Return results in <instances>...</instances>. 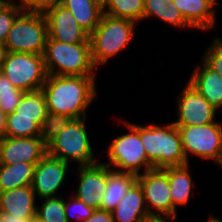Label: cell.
I'll list each match as a JSON object with an SVG mask.
<instances>
[{
    "label": "cell",
    "instance_id": "836d02e7",
    "mask_svg": "<svg viewBox=\"0 0 222 222\" xmlns=\"http://www.w3.org/2000/svg\"><path fill=\"white\" fill-rule=\"evenodd\" d=\"M24 10L43 11L45 8L57 4L60 0H18Z\"/></svg>",
    "mask_w": 222,
    "mask_h": 222
},
{
    "label": "cell",
    "instance_id": "7bdbcfd3",
    "mask_svg": "<svg viewBox=\"0 0 222 222\" xmlns=\"http://www.w3.org/2000/svg\"><path fill=\"white\" fill-rule=\"evenodd\" d=\"M216 6L217 8L220 7V3H219V0H211Z\"/></svg>",
    "mask_w": 222,
    "mask_h": 222
},
{
    "label": "cell",
    "instance_id": "e575fe53",
    "mask_svg": "<svg viewBox=\"0 0 222 222\" xmlns=\"http://www.w3.org/2000/svg\"><path fill=\"white\" fill-rule=\"evenodd\" d=\"M82 222H114L112 211L95 209L92 216Z\"/></svg>",
    "mask_w": 222,
    "mask_h": 222
},
{
    "label": "cell",
    "instance_id": "83f0119b",
    "mask_svg": "<svg viewBox=\"0 0 222 222\" xmlns=\"http://www.w3.org/2000/svg\"><path fill=\"white\" fill-rule=\"evenodd\" d=\"M43 202L36 208L38 222H68L65 216V198L61 196L41 199Z\"/></svg>",
    "mask_w": 222,
    "mask_h": 222
},
{
    "label": "cell",
    "instance_id": "f35d334b",
    "mask_svg": "<svg viewBox=\"0 0 222 222\" xmlns=\"http://www.w3.org/2000/svg\"><path fill=\"white\" fill-rule=\"evenodd\" d=\"M6 53H7L6 47L2 43H0V70L4 62Z\"/></svg>",
    "mask_w": 222,
    "mask_h": 222
},
{
    "label": "cell",
    "instance_id": "7c38bea8",
    "mask_svg": "<svg viewBox=\"0 0 222 222\" xmlns=\"http://www.w3.org/2000/svg\"><path fill=\"white\" fill-rule=\"evenodd\" d=\"M69 163L46 154L34 168L31 188L39 199L56 197L66 181Z\"/></svg>",
    "mask_w": 222,
    "mask_h": 222
},
{
    "label": "cell",
    "instance_id": "1f68e13d",
    "mask_svg": "<svg viewBox=\"0 0 222 222\" xmlns=\"http://www.w3.org/2000/svg\"><path fill=\"white\" fill-rule=\"evenodd\" d=\"M67 201L68 200L65 199V216L68 222L72 221L71 218H73V220L76 219L78 222L87 220L92 216V213L95 210L93 207L86 205L82 200L75 196H70L69 201Z\"/></svg>",
    "mask_w": 222,
    "mask_h": 222
},
{
    "label": "cell",
    "instance_id": "cb8c5ba5",
    "mask_svg": "<svg viewBox=\"0 0 222 222\" xmlns=\"http://www.w3.org/2000/svg\"><path fill=\"white\" fill-rule=\"evenodd\" d=\"M34 168L26 162L0 164V192L31 185Z\"/></svg>",
    "mask_w": 222,
    "mask_h": 222
},
{
    "label": "cell",
    "instance_id": "7a4b0ae2",
    "mask_svg": "<svg viewBox=\"0 0 222 222\" xmlns=\"http://www.w3.org/2000/svg\"><path fill=\"white\" fill-rule=\"evenodd\" d=\"M138 133L148 161L153 169L188 164L183 151L180 132L172 121L165 125H140Z\"/></svg>",
    "mask_w": 222,
    "mask_h": 222
},
{
    "label": "cell",
    "instance_id": "52a82bcc",
    "mask_svg": "<svg viewBox=\"0 0 222 222\" xmlns=\"http://www.w3.org/2000/svg\"><path fill=\"white\" fill-rule=\"evenodd\" d=\"M129 133L118 135L108 145L107 158L104 162L111 169L140 175L152 170L153 165L148 161L140 135L138 124L123 121ZM141 169L144 171L142 172ZM141 171V172H140Z\"/></svg>",
    "mask_w": 222,
    "mask_h": 222
},
{
    "label": "cell",
    "instance_id": "603a6c76",
    "mask_svg": "<svg viewBox=\"0 0 222 222\" xmlns=\"http://www.w3.org/2000/svg\"><path fill=\"white\" fill-rule=\"evenodd\" d=\"M152 17L179 29L193 28L175 7L173 0H144V20Z\"/></svg>",
    "mask_w": 222,
    "mask_h": 222
},
{
    "label": "cell",
    "instance_id": "30bf717a",
    "mask_svg": "<svg viewBox=\"0 0 222 222\" xmlns=\"http://www.w3.org/2000/svg\"><path fill=\"white\" fill-rule=\"evenodd\" d=\"M142 188L149 216L172 218V198L167 175L161 169H152L137 176Z\"/></svg>",
    "mask_w": 222,
    "mask_h": 222
},
{
    "label": "cell",
    "instance_id": "44dd1931",
    "mask_svg": "<svg viewBox=\"0 0 222 222\" xmlns=\"http://www.w3.org/2000/svg\"><path fill=\"white\" fill-rule=\"evenodd\" d=\"M136 181L137 175L117 171L107 166V185L100 209L112 211Z\"/></svg>",
    "mask_w": 222,
    "mask_h": 222
},
{
    "label": "cell",
    "instance_id": "4316f807",
    "mask_svg": "<svg viewBox=\"0 0 222 222\" xmlns=\"http://www.w3.org/2000/svg\"><path fill=\"white\" fill-rule=\"evenodd\" d=\"M39 132L37 117L16 116V111L7 114L5 136L29 138L39 136Z\"/></svg>",
    "mask_w": 222,
    "mask_h": 222
},
{
    "label": "cell",
    "instance_id": "2e32d148",
    "mask_svg": "<svg viewBox=\"0 0 222 222\" xmlns=\"http://www.w3.org/2000/svg\"><path fill=\"white\" fill-rule=\"evenodd\" d=\"M185 20L201 31H210L216 26V5L211 0H173Z\"/></svg>",
    "mask_w": 222,
    "mask_h": 222
},
{
    "label": "cell",
    "instance_id": "9c48e42d",
    "mask_svg": "<svg viewBox=\"0 0 222 222\" xmlns=\"http://www.w3.org/2000/svg\"><path fill=\"white\" fill-rule=\"evenodd\" d=\"M186 160L195 155L216 162L222 151V123L213 122L197 126H177Z\"/></svg>",
    "mask_w": 222,
    "mask_h": 222
},
{
    "label": "cell",
    "instance_id": "4dcf8cb0",
    "mask_svg": "<svg viewBox=\"0 0 222 222\" xmlns=\"http://www.w3.org/2000/svg\"><path fill=\"white\" fill-rule=\"evenodd\" d=\"M23 10L18 0H0V43H4L14 21Z\"/></svg>",
    "mask_w": 222,
    "mask_h": 222
},
{
    "label": "cell",
    "instance_id": "9a60e30c",
    "mask_svg": "<svg viewBox=\"0 0 222 222\" xmlns=\"http://www.w3.org/2000/svg\"><path fill=\"white\" fill-rule=\"evenodd\" d=\"M79 183L73 194L86 205L100 209L107 185V165L103 162L77 167Z\"/></svg>",
    "mask_w": 222,
    "mask_h": 222
},
{
    "label": "cell",
    "instance_id": "5b68a950",
    "mask_svg": "<svg viewBox=\"0 0 222 222\" xmlns=\"http://www.w3.org/2000/svg\"><path fill=\"white\" fill-rule=\"evenodd\" d=\"M86 118L74 119L63 131L47 144V154L78 166L94 165L99 162L93 154L92 143L86 130Z\"/></svg>",
    "mask_w": 222,
    "mask_h": 222
},
{
    "label": "cell",
    "instance_id": "5bb4252c",
    "mask_svg": "<svg viewBox=\"0 0 222 222\" xmlns=\"http://www.w3.org/2000/svg\"><path fill=\"white\" fill-rule=\"evenodd\" d=\"M47 154V144L39 137L14 138L5 136L0 140V164L18 162L35 165Z\"/></svg>",
    "mask_w": 222,
    "mask_h": 222
},
{
    "label": "cell",
    "instance_id": "d6986e66",
    "mask_svg": "<svg viewBox=\"0 0 222 222\" xmlns=\"http://www.w3.org/2000/svg\"><path fill=\"white\" fill-rule=\"evenodd\" d=\"M189 164L169 166L161 170L167 175L172 198V218H177V207L188 204L193 190V179Z\"/></svg>",
    "mask_w": 222,
    "mask_h": 222
},
{
    "label": "cell",
    "instance_id": "ab89813d",
    "mask_svg": "<svg viewBox=\"0 0 222 222\" xmlns=\"http://www.w3.org/2000/svg\"><path fill=\"white\" fill-rule=\"evenodd\" d=\"M207 222H222V219L220 220L218 217L214 216L213 214H210Z\"/></svg>",
    "mask_w": 222,
    "mask_h": 222
},
{
    "label": "cell",
    "instance_id": "b9f144b4",
    "mask_svg": "<svg viewBox=\"0 0 222 222\" xmlns=\"http://www.w3.org/2000/svg\"><path fill=\"white\" fill-rule=\"evenodd\" d=\"M95 1L103 7L107 3L108 0H95Z\"/></svg>",
    "mask_w": 222,
    "mask_h": 222
},
{
    "label": "cell",
    "instance_id": "e0dca14e",
    "mask_svg": "<svg viewBox=\"0 0 222 222\" xmlns=\"http://www.w3.org/2000/svg\"><path fill=\"white\" fill-rule=\"evenodd\" d=\"M201 63L194 68L188 82L219 111L222 109V76L203 61Z\"/></svg>",
    "mask_w": 222,
    "mask_h": 222
},
{
    "label": "cell",
    "instance_id": "8992f818",
    "mask_svg": "<svg viewBox=\"0 0 222 222\" xmlns=\"http://www.w3.org/2000/svg\"><path fill=\"white\" fill-rule=\"evenodd\" d=\"M48 37L42 11L23 10L14 21L3 45L8 52L43 55Z\"/></svg>",
    "mask_w": 222,
    "mask_h": 222
},
{
    "label": "cell",
    "instance_id": "60d3db41",
    "mask_svg": "<svg viewBox=\"0 0 222 222\" xmlns=\"http://www.w3.org/2000/svg\"><path fill=\"white\" fill-rule=\"evenodd\" d=\"M216 165L222 168V151H221L219 160L216 162Z\"/></svg>",
    "mask_w": 222,
    "mask_h": 222
},
{
    "label": "cell",
    "instance_id": "ba28073f",
    "mask_svg": "<svg viewBox=\"0 0 222 222\" xmlns=\"http://www.w3.org/2000/svg\"><path fill=\"white\" fill-rule=\"evenodd\" d=\"M0 72L23 92L41 90L48 76L43 55L8 51Z\"/></svg>",
    "mask_w": 222,
    "mask_h": 222
},
{
    "label": "cell",
    "instance_id": "3957f363",
    "mask_svg": "<svg viewBox=\"0 0 222 222\" xmlns=\"http://www.w3.org/2000/svg\"><path fill=\"white\" fill-rule=\"evenodd\" d=\"M43 57L48 75H97L89 39L84 43L71 44L48 36Z\"/></svg>",
    "mask_w": 222,
    "mask_h": 222
},
{
    "label": "cell",
    "instance_id": "8d00e7d4",
    "mask_svg": "<svg viewBox=\"0 0 222 222\" xmlns=\"http://www.w3.org/2000/svg\"><path fill=\"white\" fill-rule=\"evenodd\" d=\"M7 114L0 109V140L5 137Z\"/></svg>",
    "mask_w": 222,
    "mask_h": 222
},
{
    "label": "cell",
    "instance_id": "d6a6232c",
    "mask_svg": "<svg viewBox=\"0 0 222 222\" xmlns=\"http://www.w3.org/2000/svg\"><path fill=\"white\" fill-rule=\"evenodd\" d=\"M212 43L206 48L202 56V61L212 70L222 76V38L213 37Z\"/></svg>",
    "mask_w": 222,
    "mask_h": 222
},
{
    "label": "cell",
    "instance_id": "484cf974",
    "mask_svg": "<svg viewBox=\"0 0 222 222\" xmlns=\"http://www.w3.org/2000/svg\"><path fill=\"white\" fill-rule=\"evenodd\" d=\"M15 111L16 116L37 117V124L41 126L48 113L43 92H25Z\"/></svg>",
    "mask_w": 222,
    "mask_h": 222
},
{
    "label": "cell",
    "instance_id": "d590c367",
    "mask_svg": "<svg viewBox=\"0 0 222 222\" xmlns=\"http://www.w3.org/2000/svg\"><path fill=\"white\" fill-rule=\"evenodd\" d=\"M36 217H17L8 213H0V222H31Z\"/></svg>",
    "mask_w": 222,
    "mask_h": 222
},
{
    "label": "cell",
    "instance_id": "f546056e",
    "mask_svg": "<svg viewBox=\"0 0 222 222\" xmlns=\"http://www.w3.org/2000/svg\"><path fill=\"white\" fill-rule=\"evenodd\" d=\"M24 93L0 72V109L4 113L14 112Z\"/></svg>",
    "mask_w": 222,
    "mask_h": 222
},
{
    "label": "cell",
    "instance_id": "ac0fdd59",
    "mask_svg": "<svg viewBox=\"0 0 222 222\" xmlns=\"http://www.w3.org/2000/svg\"><path fill=\"white\" fill-rule=\"evenodd\" d=\"M36 199L31 185L0 192V213L36 217Z\"/></svg>",
    "mask_w": 222,
    "mask_h": 222
},
{
    "label": "cell",
    "instance_id": "f1b7e54d",
    "mask_svg": "<svg viewBox=\"0 0 222 222\" xmlns=\"http://www.w3.org/2000/svg\"><path fill=\"white\" fill-rule=\"evenodd\" d=\"M73 120L74 118L67 115L48 112L45 120L41 123L39 137L48 144Z\"/></svg>",
    "mask_w": 222,
    "mask_h": 222
},
{
    "label": "cell",
    "instance_id": "ffe728a7",
    "mask_svg": "<svg viewBox=\"0 0 222 222\" xmlns=\"http://www.w3.org/2000/svg\"><path fill=\"white\" fill-rule=\"evenodd\" d=\"M114 222H143L150 217L146 210L145 198L136 181L112 210Z\"/></svg>",
    "mask_w": 222,
    "mask_h": 222
},
{
    "label": "cell",
    "instance_id": "d4e9b609",
    "mask_svg": "<svg viewBox=\"0 0 222 222\" xmlns=\"http://www.w3.org/2000/svg\"><path fill=\"white\" fill-rule=\"evenodd\" d=\"M103 14L139 23L144 20V0H108Z\"/></svg>",
    "mask_w": 222,
    "mask_h": 222
},
{
    "label": "cell",
    "instance_id": "4fadbf2b",
    "mask_svg": "<svg viewBox=\"0 0 222 222\" xmlns=\"http://www.w3.org/2000/svg\"><path fill=\"white\" fill-rule=\"evenodd\" d=\"M47 21L48 36L65 43H84L89 34L84 31L70 11L59 3L45 8L43 11Z\"/></svg>",
    "mask_w": 222,
    "mask_h": 222
},
{
    "label": "cell",
    "instance_id": "6da1fadb",
    "mask_svg": "<svg viewBox=\"0 0 222 222\" xmlns=\"http://www.w3.org/2000/svg\"><path fill=\"white\" fill-rule=\"evenodd\" d=\"M96 76L48 75L41 88L48 112L74 119L87 117V111L97 93Z\"/></svg>",
    "mask_w": 222,
    "mask_h": 222
},
{
    "label": "cell",
    "instance_id": "7402d4cb",
    "mask_svg": "<svg viewBox=\"0 0 222 222\" xmlns=\"http://www.w3.org/2000/svg\"><path fill=\"white\" fill-rule=\"evenodd\" d=\"M79 26L89 35L96 29L103 15V7L95 0H60Z\"/></svg>",
    "mask_w": 222,
    "mask_h": 222
},
{
    "label": "cell",
    "instance_id": "8fae6325",
    "mask_svg": "<svg viewBox=\"0 0 222 222\" xmlns=\"http://www.w3.org/2000/svg\"><path fill=\"white\" fill-rule=\"evenodd\" d=\"M178 95L175 126H197L216 121L218 112L188 81Z\"/></svg>",
    "mask_w": 222,
    "mask_h": 222
},
{
    "label": "cell",
    "instance_id": "277c9868",
    "mask_svg": "<svg viewBox=\"0 0 222 222\" xmlns=\"http://www.w3.org/2000/svg\"><path fill=\"white\" fill-rule=\"evenodd\" d=\"M137 22L103 14L96 29L89 35L91 56L96 68L125 48L135 35Z\"/></svg>",
    "mask_w": 222,
    "mask_h": 222
},
{
    "label": "cell",
    "instance_id": "74e56055",
    "mask_svg": "<svg viewBox=\"0 0 222 222\" xmlns=\"http://www.w3.org/2000/svg\"><path fill=\"white\" fill-rule=\"evenodd\" d=\"M171 220H176V218H170V217H156V216H150L143 220V222H168Z\"/></svg>",
    "mask_w": 222,
    "mask_h": 222
}]
</instances>
